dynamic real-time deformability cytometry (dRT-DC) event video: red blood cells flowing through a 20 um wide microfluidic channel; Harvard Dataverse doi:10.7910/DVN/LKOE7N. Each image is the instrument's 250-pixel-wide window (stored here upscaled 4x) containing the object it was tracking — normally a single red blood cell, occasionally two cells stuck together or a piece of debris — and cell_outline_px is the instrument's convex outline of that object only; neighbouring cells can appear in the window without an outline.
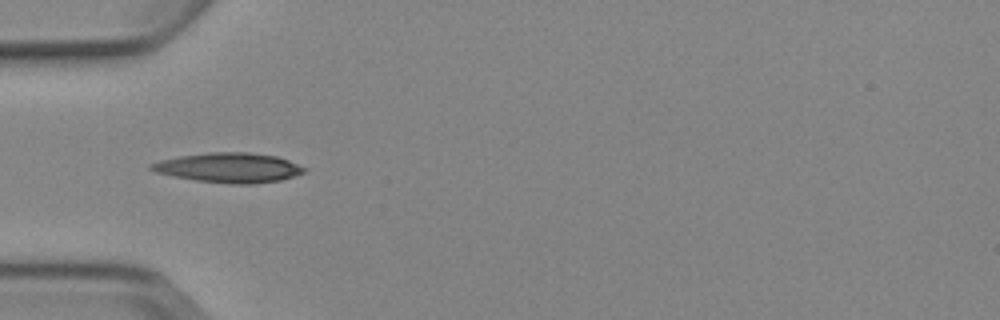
{"species": "Egyptian fruit bat (a non-hibernating species)", "species_latin": "Rousettus aegyptiacus", "temperature_condition": "cold", "stored_images_in_passage": 5, "camera_frame_rate_fps": 3000, "um_per_image_px": 0.085, "animal": {"sex": "female"}, "frame": {"image": 1, "passage_image": 2, "time_ms": 1.333, "image_size_px": [1000, 320], "cell_outline_px": [[308, 168], [304, 172], [280, 180], [252, 184], [232, 184], [196, 180], [172, 176], [156, 172], [148, 168], [148, 164], [160, 160], [180, 156], [208, 152], [248, 152], [276, 156], [288, 160]], "centroid_in_image_um": [19.44, 14.25], "position_along_channel_um": 65.6, "area_um2": 26.47}}
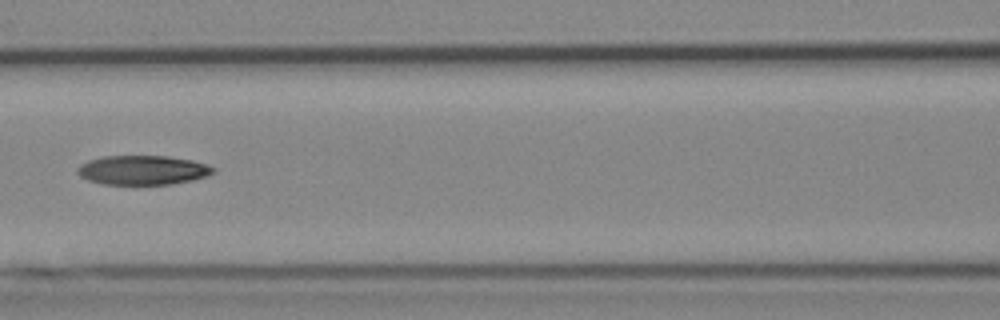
{"frame": {"image": 2, "passage_image": 4, "time_ms": 3.667, "image_size_px": [1000, 320], "cell_outline_px": [[216, 172], [208, 176], [192, 180], [172, 184], [100, 184], [88, 180], [80, 176], [76, 172], [76, 168], [80, 164], [88, 160], [104, 156], [168, 156], [192, 160], [208, 164], [216, 168]], "centroid_in_image_um": [12.15, 14.46], "position_along_channel_um": 154.5, "area_um2": 23.47}}
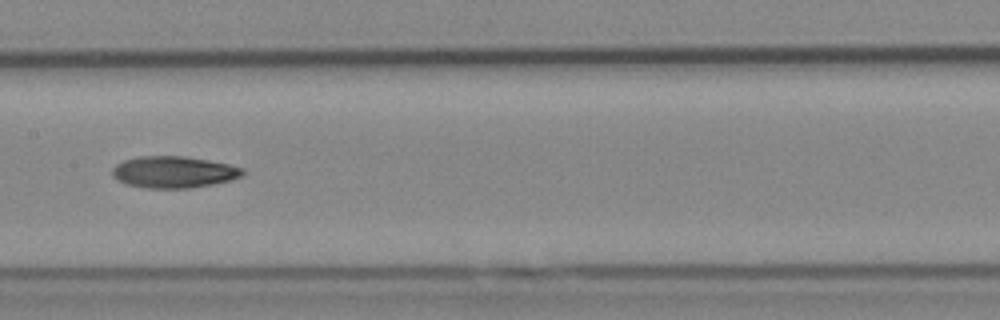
{"frame": {"image": 3, "passage_image": 5, "time_ms": 4.667, "image_size_px": [1000, 320], "cell_outline_px": [[244, 176], [232, 180], [212, 184], [188, 188], [148, 188], [124, 184], [116, 180], [112, 176], [112, 168], [116, 164], [124, 160], [140, 156], [184, 156], [208, 160], [228, 164], [244, 168]], "centroid_in_image_um": [14.76, 14.63], "position_along_channel_um": 192.6, "area_um2": 24.22}}